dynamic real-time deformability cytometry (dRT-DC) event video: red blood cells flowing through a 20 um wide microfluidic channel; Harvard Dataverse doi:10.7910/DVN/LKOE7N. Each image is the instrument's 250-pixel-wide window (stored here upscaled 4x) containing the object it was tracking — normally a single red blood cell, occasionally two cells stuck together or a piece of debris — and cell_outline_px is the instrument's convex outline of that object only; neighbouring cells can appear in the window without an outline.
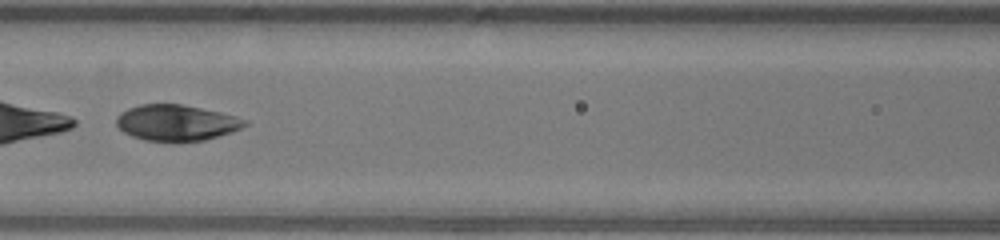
{"species": "human", "species_latin": "Homo sapiens", "temperature_condition": "warm", "stored_images_in_passage": 25, "camera_frame_rate_fps": 3000, "um_per_image_px": 0.085, "donor": {"sex": "male"}, "frame": {"image": 1, "passage_image": 8, "time_ms": 2.333, "image_size_px": [1000, 240], "cell_outline_px": [[248, 124], [232, 132], [204, 140], [172, 144], [144, 140], [132, 136], [124, 132], [116, 124], [116, 116], [120, 112], [128, 108], [140, 104], [180, 104], [220, 112], [236, 116], [248, 120]], "centroid_in_image_um": [14.97, 10.46], "position_along_channel_um": 151.6, "area_um2": 27.46}}
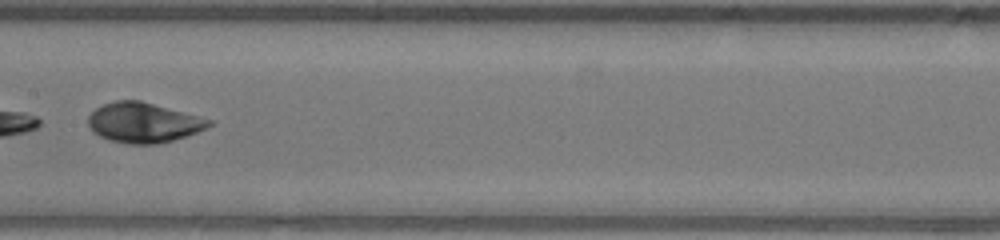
{"frame": {"image": 2, "passage_image": 11, "time_ms": 3.333, "image_size_px": [1000, 240], "cell_outline_px": [[212, 124], [196, 132], [172, 140], [156, 144], [128, 144], [108, 140], [92, 132], [88, 124], [88, 116], [96, 108], [104, 104], [116, 100], [140, 100], [212, 120]], "centroid_in_image_um": [12.13, 10.42], "position_along_channel_um": 195.3, "area_um2": 27.86}}
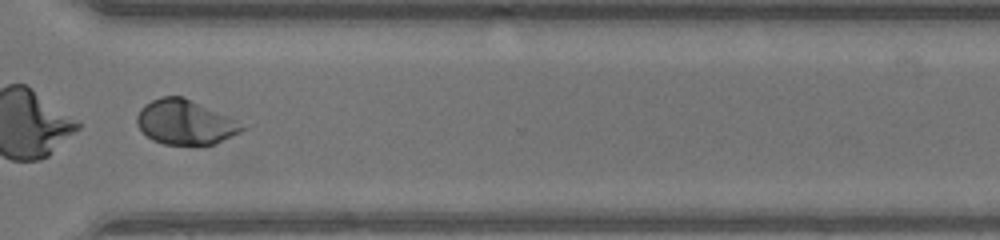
{"frame": {"image": 3, "passage_image": 22, "time_ms": 7.0, "image_size_px": [1000, 240], "cell_outline_px": [[248, 128], [216, 144], [204, 148], [164, 144], [152, 140], [136, 124], [136, 116], [140, 108], [144, 104], [160, 96], [184, 96], [228, 116], [236, 120]], "centroid_in_image_um": [15.75, 10.43], "position_along_channel_um": 354.8, "area_um2": 28.09}, "authors_computed_cell_mechanics": {"area_um2": 28.0908, "velocity_mm_per_s": 4.3558, "shape_relaxation_time_tau1_ms": 1.2469, "shape_relaxation_time_tau2_ms": 0.9309, "deformation_change_tau1": 0.3472, "deformation_change_tau2": 0.0474}}